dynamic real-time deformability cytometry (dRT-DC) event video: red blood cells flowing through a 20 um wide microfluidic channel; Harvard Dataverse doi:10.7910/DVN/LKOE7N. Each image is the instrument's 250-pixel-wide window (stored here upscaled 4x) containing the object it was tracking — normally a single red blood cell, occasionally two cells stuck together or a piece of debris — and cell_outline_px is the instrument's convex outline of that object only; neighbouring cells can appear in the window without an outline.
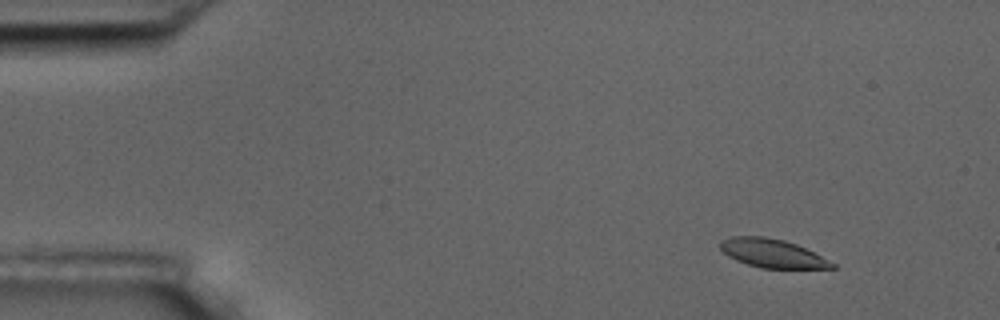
{"species": "common noctule bat (a hibernating species)", "species_latin": "Nyctalus noctula", "temperature_condition": "room temperature", "stored_images_in_passage": 5, "camera_frame_rate_fps": 3000, "um_per_image_px": 0.085, "animal": {"sex": "male", "body_mass_g": 17.5, "forearm_length_mm": 52.3}, "frame": {"image": 1, "passage_image": 2, "time_ms": 1.0, "image_size_px": [1000, 320], "cell_outline_px": [[836, 268], [760, 268], [736, 260], [728, 256], [720, 248], [720, 240], [732, 236], [764, 236], [784, 240], [796, 244], [836, 264]], "centroid_in_image_um": [65.61, 21.52], "position_along_channel_um": 19.4, "area_um2": 18.44}}
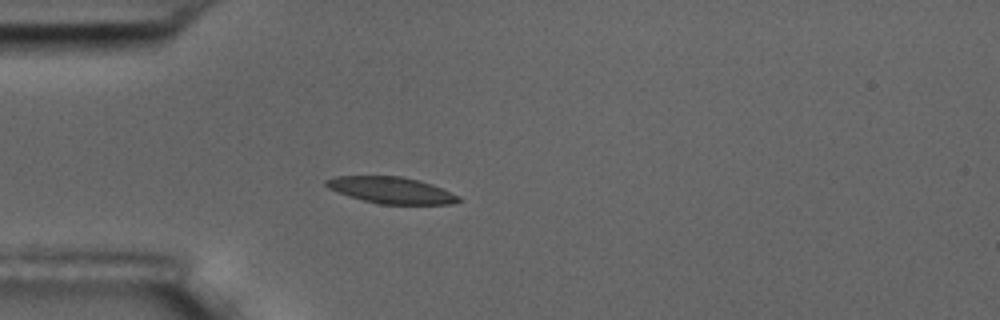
{"frame": {"image": 2, "passage_image": 4, "time_ms": 4.333, "image_size_px": [1000, 320], "cell_outline_px": [[464, 200], [452, 204], [376, 204], [328, 188], [324, 184], [324, 180], [336, 176], [404, 176], [420, 180], [432, 184], [460, 196]], "centroid_in_image_um": [33.31, 16.16], "position_along_channel_um": 51.7, "area_um2": 20.46}}